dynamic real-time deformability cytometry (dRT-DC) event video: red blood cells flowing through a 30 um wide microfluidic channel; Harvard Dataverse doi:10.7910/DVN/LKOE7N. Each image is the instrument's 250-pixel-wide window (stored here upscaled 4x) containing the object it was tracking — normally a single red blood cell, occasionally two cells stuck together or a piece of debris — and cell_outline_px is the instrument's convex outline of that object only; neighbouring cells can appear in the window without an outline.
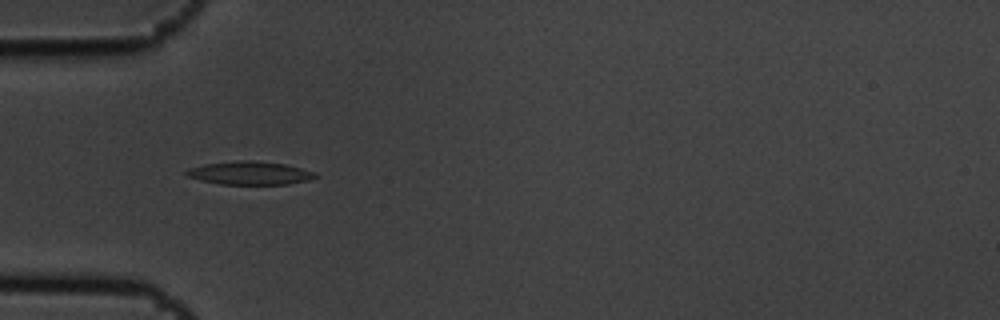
{"species": "common noctule bat (a hibernating species)", "species_latin": "Nyctalus noctula", "temperature_condition": "cold", "stored_images_in_passage": 6, "camera_frame_rate_fps": 3000, "um_per_image_px": 0.085, "animal": {"sex": "male", "body_mass_g": 19.5, "forearm_length_mm": 54.6}, "frame": {"image": 1, "passage_image": 3, "time_ms": 0.667, "image_size_px": [1000, 320], "cell_outline_px": [[320, 176], [308, 180], [288, 184], [220, 184], [200, 180], [188, 176], [184, 172], [188, 168], [204, 164], [236, 160], [252, 160], [284, 164], [316, 172]], "centroid_in_image_um": [21.23, 14.7], "position_along_channel_um": 63.8, "area_um2": 17.51}}
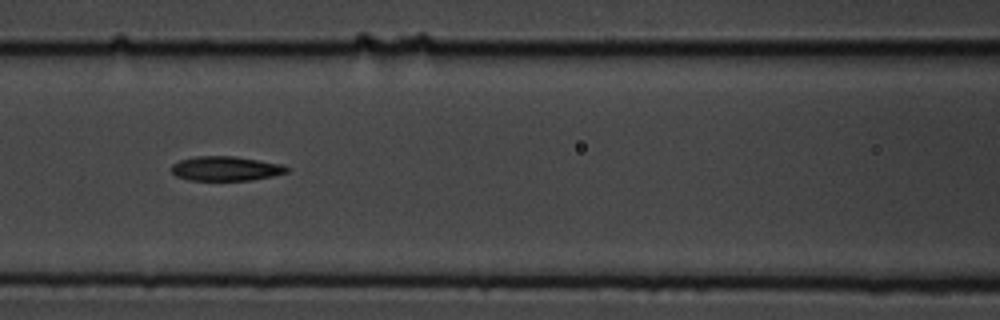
{"frame": {"image": 2, "passage_image": 5, "time_ms": 1.333, "image_size_px": [1000, 320], "cell_outline_px": [[288, 172], [272, 176], [252, 180], [188, 180], [176, 176], [172, 172], [172, 164], [180, 160], [196, 156], [236, 156], [280, 164], [288, 168]], "centroid_in_image_um": [19.16, 14.33], "position_along_channel_um": 147.4, "area_um2": 16.36}}
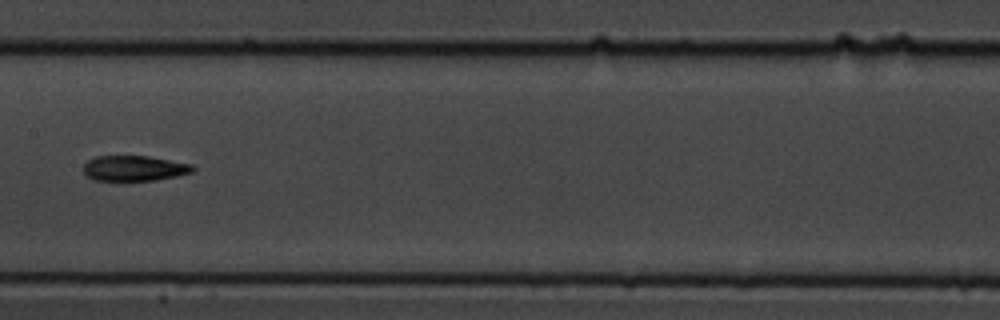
{"frame": {"image": 3, "passage_image": 6, "time_ms": 1.667, "image_size_px": [1000, 320], "cell_outline_px": [[196, 168], [192, 172], [176, 176], [152, 180], [92, 180], [84, 172], [84, 164], [88, 160], [96, 156], [148, 156], [192, 164]], "centroid_in_image_um": [11.41, 14.29], "position_along_channel_um": 196.0, "area_um2": 16.01}}